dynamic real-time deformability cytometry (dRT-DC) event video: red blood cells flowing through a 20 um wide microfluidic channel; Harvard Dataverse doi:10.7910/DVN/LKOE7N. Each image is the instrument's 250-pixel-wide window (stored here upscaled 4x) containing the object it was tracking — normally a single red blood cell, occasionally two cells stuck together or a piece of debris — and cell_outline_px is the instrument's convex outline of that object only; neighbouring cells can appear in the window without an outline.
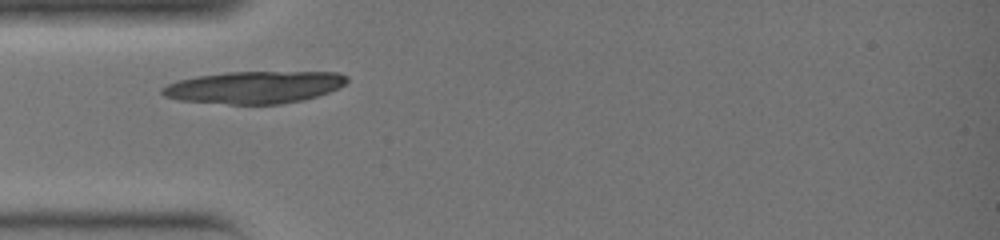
{"species": "common noctule bat (a hibernating species)", "species_latin": "Nyctalus noctula", "temperature_condition": "warm", "stored_images_in_passage": 10, "camera_frame_rate_fps": 3000, "um_per_image_px": 0.085, "animal": {"sex": "female", "body_mass_g": 19.0, "forearm_length_mm": 51.5}, "frame": {"image": 1, "passage_image": 1, "time_ms": 0.0, "image_size_px": [1000, 240], "cell_outline_px": [[348, 80], [344, 84], [328, 92], [304, 100], [280, 104], [228, 104], [180, 100], [164, 96], [160, 92], [160, 88], [168, 84], [180, 80], [196, 76], [228, 72], [340, 72], [348, 76]], "centroid_in_image_um": [21.61, 7.41], "position_along_channel_um": 63.4, "area_um2": 34.62}}